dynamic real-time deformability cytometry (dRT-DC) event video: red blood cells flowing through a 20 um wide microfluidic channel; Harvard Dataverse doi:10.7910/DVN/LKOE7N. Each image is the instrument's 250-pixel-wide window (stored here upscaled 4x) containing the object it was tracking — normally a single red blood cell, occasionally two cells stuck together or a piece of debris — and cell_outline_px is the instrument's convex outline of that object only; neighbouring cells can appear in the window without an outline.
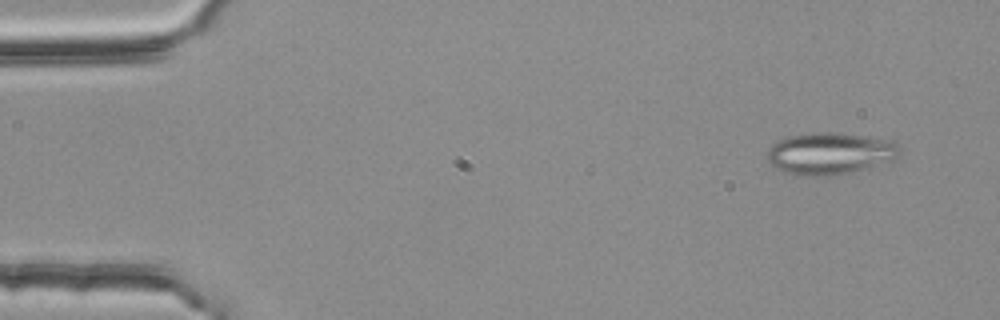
{"species": "common noctule bat (a hibernating species)", "species_latin": "Nyctalus noctula", "temperature_condition": "room temperature", "stored_images_in_passage": 3, "camera_frame_rate_fps": 3000, "um_per_image_px": 0.085, "animal": {"sex": "female", "body_mass_g": 25.1}, "frame": {"image": 1, "passage_image": 1, "time_ms": 0.0, "image_size_px": [1000, 320], "cell_outline_px": [[900, 156], [892, 160], [852, 172], [804, 176], [788, 172], [776, 168], [768, 160], [768, 152], [772, 144], [780, 140], [792, 136], [816, 132], [836, 132], [892, 140], [900, 148]], "centroid_in_image_um": [70.58, 13.02], "position_along_channel_um": 14.4, "area_um2": 31.67}}